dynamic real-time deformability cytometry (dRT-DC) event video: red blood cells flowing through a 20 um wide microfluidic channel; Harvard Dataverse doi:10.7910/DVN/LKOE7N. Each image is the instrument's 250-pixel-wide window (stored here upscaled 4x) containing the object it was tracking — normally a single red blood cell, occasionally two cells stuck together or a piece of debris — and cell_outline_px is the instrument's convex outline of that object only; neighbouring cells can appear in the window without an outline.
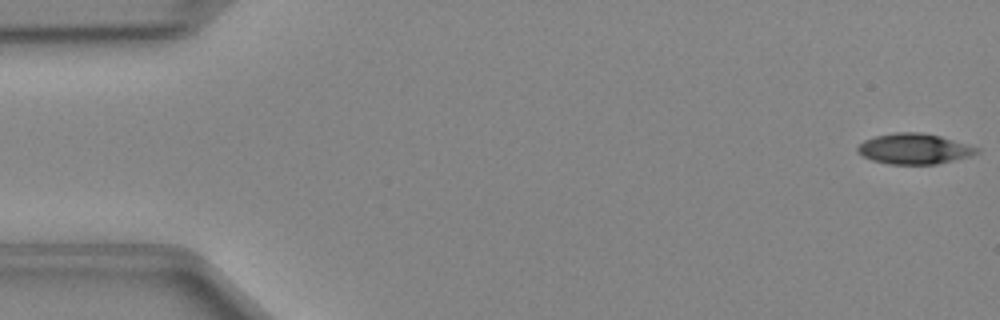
{"species": "Egyptian fruit bat (a non-hibernating species)", "species_latin": "Rousettus aegyptiacus", "temperature_condition": "cold", "stored_images_in_passage": 48, "camera_frame_rate_fps": 3000, "um_per_image_px": 0.085, "animal": {"sex": "female"}, "frame": {"image": 1, "passage_image": 1, "time_ms": 0.0, "image_size_px": [1000, 320], "cell_outline_px": [[980, 152], [968, 156], [936, 164], [888, 164], [872, 160], [856, 152], [856, 148], [864, 140], [876, 136], [896, 132], [920, 132], [940, 136], [980, 148]], "centroid_in_image_um": [77.68, 12.64], "position_along_channel_um": 7.3, "area_um2": 21.04}}
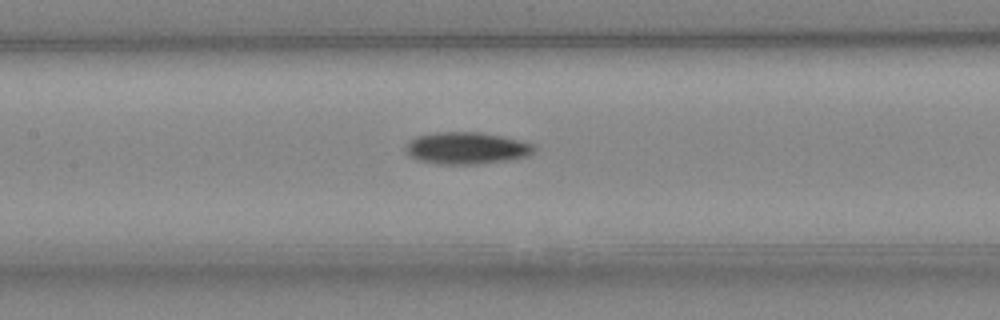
{"frame": {"image": 2, "passage_image": 22, "time_ms": 7.0, "image_size_px": [1000, 320], "cell_outline_px": [[536, 148], [532, 156], [512, 160], [476, 164], [436, 164], [420, 160], [404, 152], [404, 148], [408, 140], [416, 136], [436, 132], [480, 132], [520, 140], [532, 144]], "centroid_in_image_um": [39.67, 12.59], "position_along_channel_um": 167.7, "area_um2": 24.22}}
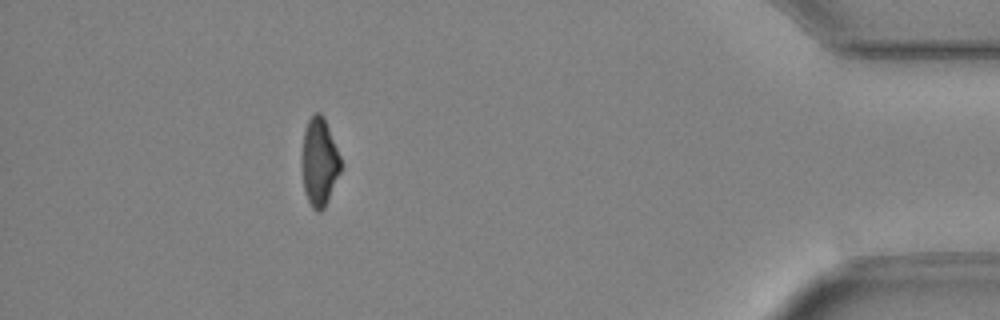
{"frame": {"image": 3, "passage_image": 43, "time_ms": 14.0, "image_size_px": [1000, 320], "cell_outline_px": [[344, 164], [328, 200], [324, 208], [320, 212], [316, 212], [312, 208], [304, 192], [304, 128], [308, 120], [316, 112], [320, 112], [324, 116]], "centroid_in_image_um": [27.2, 13.77], "position_along_channel_um": 408.0, "area_um2": 19.71}}